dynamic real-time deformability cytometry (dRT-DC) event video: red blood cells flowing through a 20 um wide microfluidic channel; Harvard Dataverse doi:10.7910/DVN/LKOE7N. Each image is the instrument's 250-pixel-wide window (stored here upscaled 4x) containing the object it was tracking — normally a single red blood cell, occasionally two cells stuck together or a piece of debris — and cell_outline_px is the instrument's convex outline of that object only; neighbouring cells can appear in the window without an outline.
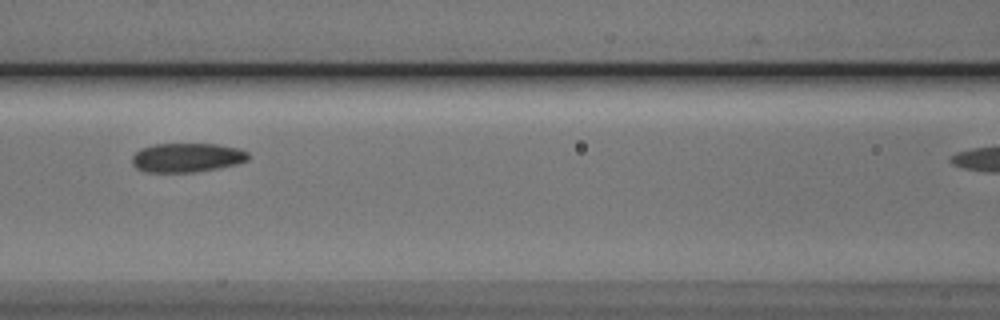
{"species": "Egyptian fruit bat (a non-hibernating species)", "species_latin": "Rousettus aegyptiacus", "temperature_condition": "cold", "stored_images_in_passage": 4, "camera_frame_rate_fps": 3000, "um_per_image_px": 0.085, "animal": {"sex": "male"}, "frame": {"image": 1, "passage_image": 3, "time_ms": 0.667, "image_size_px": [1000, 320], "cell_outline_px": [[248, 160], [236, 164], [220, 168], [196, 172], [148, 172], [136, 168], [132, 164], [132, 156], [140, 148], [152, 144], [216, 144], [240, 148], [248, 152]], "centroid_in_image_um": [15.89, 13.39], "position_along_channel_um": 150.7, "area_um2": 19.88}}